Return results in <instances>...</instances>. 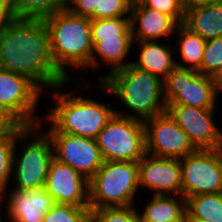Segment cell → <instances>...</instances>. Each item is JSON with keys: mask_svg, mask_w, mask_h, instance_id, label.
Listing matches in <instances>:
<instances>
[{"mask_svg": "<svg viewBox=\"0 0 222 222\" xmlns=\"http://www.w3.org/2000/svg\"><path fill=\"white\" fill-rule=\"evenodd\" d=\"M0 68L30 78L42 90L69 81L56 67L44 20L15 18L0 34Z\"/></svg>", "mask_w": 222, "mask_h": 222, "instance_id": "1", "label": "cell"}, {"mask_svg": "<svg viewBox=\"0 0 222 222\" xmlns=\"http://www.w3.org/2000/svg\"><path fill=\"white\" fill-rule=\"evenodd\" d=\"M98 88L115 95L128 108V112L115 110L119 116L145 121L165 112L167 108L163 80L132 63L108 75L98 84Z\"/></svg>", "mask_w": 222, "mask_h": 222, "instance_id": "2", "label": "cell"}, {"mask_svg": "<svg viewBox=\"0 0 222 222\" xmlns=\"http://www.w3.org/2000/svg\"><path fill=\"white\" fill-rule=\"evenodd\" d=\"M71 82L73 80L51 89L56 103L38 125L42 127L43 123L48 122L51 127L47 132H62L96 140L100 131L115 114V109L93 98L75 96L76 90L64 92L63 85Z\"/></svg>", "mask_w": 222, "mask_h": 222, "instance_id": "3", "label": "cell"}, {"mask_svg": "<svg viewBox=\"0 0 222 222\" xmlns=\"http://www.w3.org/2000/svg\"><path fill=\"white\" fill-rule=\"evenodd\" d=\"M49 31L50 49L57 69L69 80L67 69L89 68L93 43L91 19L72 13L69 9L59 11L44 19Z\"/></svg>", "mask_w": 222, "mask_h": 222, "instance_id": "4", "label": "cell"}, {"mask_svg": "<svg viewBox=\"0 0 222 222\" xmlns=\"http://www.w3.org/2000/svg\"><path fill=\"white\" fill-rule=\"evenodd\" d=\"M40 129L39 125L26 126L17 135L12 162V180L15 181L16 187L12 190L45 187L49 166L54 158V152L50 137L47 133L45 134V131L41 132ZM29 136L34 137V139L29 140L31 142L28 141L27 137ZM18 141L26 145L20 147L21 151L20 149L18 150Z\"/></svg>", "mask_w": 222, "mask_h": 222, "instance_id": "5", "label": "cell"}, {"mask_svg": "<svg viewBox=\"0 0 222 222\" xmlns=\"http://www.w3.org/2000/svg\"><path fill=\"white\" fill-rule=\"evenodd\" d=\"M138 188V163L104 161L89 180L90 209L135 205Z\"/></svg>", "mask_w": 222, "mask_h": 222, "instance_id": "6", "label": "cell"}, {"mask_svg": "<svg viewBox=\"0 0 222 222\" xmlns=\"http://www.w3.org/2000/svg\"><path fill=\"white\" fill-rule=\"evenodd\" d=\"M96 141L104 161L138 163L146 154L144 123L138 119L114 114Z\"/></svg>", "mask_w": 222, "mask_h": 222, "instance_id": "7", "label": "cell"}, {"mask_svg": "<svg viewBox=\"0 0 222 222\" xmlns=\"http://www.w3.org/2000/svg\"><path fill=\"white\" fill-rule=\"evenodd\" d=\"M182 196L222 193V148L197 149L180 159Z\"/></svg>", "mask_w": 222, "mask_h": 222, "instance_id": "8", "label": "cell"}, {"mask_svg": "<svg viewBox=\"0 0 222 222\" xmlns=\"http://www.w3.org/2000/svg\"><path fill=\"white\" fill-rule=\"evenodd\" d=\"M166 104L216 108L217 94L213 77L192 68L176 66L163 80Z\"/></svg>", "mask_w": 222, "mask_h": 222, "instance_id": "9", "label": "cell"}, {"mask_svg": "<svg viewBox=\"0 0 222 222\" xmlns=\"http://www.w3.org/2000/svg\"><path fill=\"white\" fill-rule=\"evenodd\" d=\"M42 91L30 78L0 68V107L19 124L36 126L43 119L35 115Z\"/></svg>", "mask_w": 222, "mask_h": 222, "instance_id": "10", "label": "cell"}, {"mask_svg": "<svg viewBox=\"0 0 222 222\" xmlns=\"http://www.w3.org/2000/svg\"><path fill=\"white\" fill-rule=\"evenodd\" d=\"M146 153L181 159L197 149L167 111L143 121Z\"/></svg>", "mask_w": 222, "mask_h": 222, "instance_id": "11", "label": "cell"}, {"mask_svg": "<svg viewBox=\"0 0 222 222\" xmlns=\"http://www.w3.org/2000/svg\"><path fill=\"white\" fill-rule=\"evenodd\" d=\"M51 139L54 158L69 165L88 181L96 174L104 160L95 139L62 132H45Z\"/></svg>", "mask_w": 222, "mask_h": 222, "instance_id": "12", "label": "cell"}, {"mask_svg": "<svg viewBox=\"0 0 222 222\" xmlns=\"http://www.w3.org/2000/svg\"><path fill=\"white\" fill-rule=\"evenodd\" d=\"M215 109L167 104L166 111L187 134L196 149H220L222 130L213 122Z\"/></svg>", "mask_w": 222, "mask_h": 222, "instance_id": "13", "label": "cell"}, {"mask_svg": "<svg viewBox=\"0 0 222 222\" xmlns=\"http://www.w3.org/2000/svg\"><path fill=\"white\" fill-rule=\"evenodd\" d=\"M45 188L55 204L90 207L89 181L55 158L50 163Z\"/></svg>", "mask_w": 222, "mask_h": 222, "instance_id": "14", "label": "cell"}, {"mask_svg": "<svg viewBox=\"0 0 222 222\" xmlns=\"http://www.w3.org/2000/svg\"><path fill=\"white\" fill-rule=\"evenodd\" d=\"M139 189L155 195H182L180 159L145 154L138 162Z\"/></svg>", "mask_w": 222, "mask_h": 222, "instance_id": "15", "label": "cell"}, {"mask_svg": "<svg viewBox=\"0 0 222 222\" xmlns=\"http://www.w3.org/2000/svg\"><path fill=\"white\" fill-rule=\"evenodd\" d=\"M10 192L8 196L5 193L0 196V203L6 201L5 211L10 222H43L49 209L55 205L45 187Z\"/></svg>", "mask_w": 222, "mask_h": 222, "instance_id": "16", "label": "cell"}, {"mask_svg": "<svg viewBox=\"0 0 222 222\" xmlns=\"http://www.w3.org/2000/svg\"><path fill=\"white\" fill-rule=\"evenodd\" d=\"M178 24L168 15L145 7L132 5L130 27L134 41H159L175 34Z\"/></svg>", "mask_w": 222, "mask_h": 222, "instance_id": "17", "label": "cell"}, {"mask_svg": "<svg viewBox=\"0 0 222 222\" xmlns=\"http://www.w3.org/2000/svg\"><path fill=\"white\" fill-rule=\"evenodd\" d=\"M133 44V35H117L116 37L101 38V41L93 46L90 66L87 69H98L100 62L96 58L100 57L103 63L108 65L109 69L107 75L99 77V82L101 83L111 73L125 68L132 63L129 61L126 62L125 58H128L127 55L133 48Z\"/></svg>", "mask_w": 222, "mask_h": 222, "instance_id": "18", "label": "cell"}, {"mask_svg": "<svg viewBox=\"0 0 222 222\" xmlns=\"http://www.w3.org/2000/svg\"><path fill=\"white\" fill-rule=\"evenodd\" d=\"M136 44L141 48L140 54L135 61L131 62L138 69L148 71L164 80L176 67L175 57H172L176 47L172 48L171 45L161 44L158 41H134L133 45L136 46Z\"/></svg>", "mask_w": 222, "mask_h": 222, "instance_id": "19", "label": "cell"}, {"mask_svg": "<svg viewBox=\"0 0 222 222\" xmlns=\"http://www.w3.org/2000/svg\"><path fill=\"white\" fill-rule=\"evenodd\" d=\"M183 25L205 41L222 37V0L186 11Z\"/></svg>", "mask_w": 222, "mask_h": 222, "instance_id": "20", "label": "cell"}, {"mask_svg": "<svg viewBox=\"0 0 222 222\" xmlns=\"http://www.w3.org/2000/svg\"><path fill=\"white\" fill-rule=\"evenodd\" d=\"M185 213L186 199L182 195L153 194L138 215L139 222H182Z\"/></svg>", "mask_w": 222, "mask_h": 222, "instance_id": "21", "label": "cell"}, {"mask_svg": "<svg viewBox=\"0 0 222 222\" xmlns=\"http://www.w3.org/2000/svg\"><path fill=\"white\" fill-rule=\"evenodd\" d=\"M175 34H178L179 37L176 40L180 50L179 58L181 57V62L185 64L176 61V66L198 70L201 67L206 41L198 34L191 32L183 24L177 26Z\"/></svg>", "mask_w": 222, "mask_h": 222, "instance_id": "22", "label": "cell"}, {"mask_svg": "<svg viewBox=\"0 0 222 222\" xmlns=\"http://www.w3.org/2000/svg\"><path fill=\"white\" fill-rule=\"evenodd\" d=\"M186 213L196 220L222 222V193H206L188 197Z\"/></svg>", "mask_w": 222, "mask_h": 222, "instance_id": "23", "label": "cell"}, {"mask_svg": "<svg viewBox=\"0 0 222 222\" xmlns=\"http://www.w3.org/2000/svg\"><path fill=\"white\" fill-rule=\"evenodd\" d=\"M70 0H14V15L18 19L44 20L68 9Z\"/></svg>", "mask_w": 222, "mask_h": 222, "instance_id": "24", "label": "cell"}, {"mask_svg": "<svg viewBox=\"0 0 222 222\" xmlns=\"http://www.w3.org/2000/svg\"><path fill=\"white\" fill-rule=\"evenodd\" d=\"M117 35H132L130 17L91 20L93 46L101 41V38L116 37Z\"/></svg>", "mask_w": 222, "mask_h": 222, "instance_id": "25", "label": "cell"}, {"mask_svg": "<svg viewBox=\"0 0 222 222\" xmlns=\"http://www.w3.org/2000/svg\"><path fill=\"white\" fill-rule=\"evenodd\" d=\"M20 132L9 131L0 134V196L6 193L12 179L13 150Z\"/></svg>", "mask_w": 222, "mask_h": 222, "instance_id": "26", "label": "cell"}, {"mask_svg": "<svg viewBox=\"0 0 222 222\" xmlns=\"http://www.w3.org/2000/svg\"><path fill=\"white\" fill-rule=\"evenodd\" d=\"M139 212L134 205L90 209L88 222H139Z\"/></svg>", "mask_w": 222, "mask_h": 222, "instance_id": "27", "label": "cell"}, {"mask_svg": "<svg viewBox=\"0 0 222 222\" xmlns=\"http://www.w3.org/2000/svg\"><path fill=\"white\" fill-rule=\"evenodd\" d=\"M222 68V37L207 40L202 56L200 74L214 77Z\"/></svg>", "mask_w": 222, "mask_h": 222, "instance_id": "28", "label": "cell"}, {"mask_svg": "<svg viewBox=\"0 0 222 222\" xmlns=\"http://www.w3.org/2000/svg\"><path fill=\"white\" fill-rule=\"evenodd\" d=\"M90 207L55 204L49 209L43 222H88Z\"/></svg>", "mask_w": 222, "mask_h": 222, "instance_id": "29", "label": "cell"}, {"mask_svg": "<svg viewBox=\"0 0 222 222\" xmlns=\"http://www.w3.org/2000/svg\"><path fill=\"white\" fill-rule=\"evenodd\" d=\"M131 8L132 4L130 0H100L99 10H95L89 18L91 20H96L130 17Z\"/></svg>", "mask_w": 222, "mask_h": 222, "instance_id": "30", "label": "cell"}, {"mask_svg": "<svg viewBox=\"0 0 222 222\" xmlns=\"http://www.w3.org/2000/svg\"><path fill=\"white\" fill-rule=\"evenodd\" d=\"M142 4L170 16L178 25L183 24L184 11L180 0H144Z\"/></svg>", "mask_w": 222, "mask_h": 222, "instance_id": "31", "label": "cell"}, {"mask_svg": "<svg viewBox=\"0 0 222 222\" xmlns=\"http://www.w3.org/2000/svg\"><path fill=\"white\" fill-rule=\"evenodd\" d=\"M100 0H70L68 9L83 17H90L95 10H99Z\"/></svg>", "mask_w": 222, "mask_h": 222, "instance_id": "32", "label": "cell"}, {"mask_svg": "<svg viewBox=\"0 0 222 222\" xmlns=\"http://www.w3.org/2000/svg\"><path fill=\"white\" fill-rule=\"evenodd\" d=\"M15 19L12 0H0V34Z\"/></svg>", "mask_w": 222, "mask_h": 222, "instance_id": "33", "label": "cell"}, {"mask_svg": "<svg viewBox=\"0 0 222 222\" xmlns=\"http://www.w3.org/2000/svg\"><path fill=\"white\" fill-rule=\"evenodd\" d=\"M26 126L19 124L8 112L0 107V134L9 131H22Z\"/></svg>", "mask_w": 222, "mask_h": 222, "instance_id": "34", "label": "cell"}, {"mask_svg": "<svg viewBox=\"0 0 222 222\" xmlns=\"http://www.w3.org/2000/svg\"><path fill=\"white\" fill-rule=\"evenodd\" d=\"M220 0H180L184 13L188 10L204 7Z\"/></svg>", "mask_w": 222, "mask_h": 222, "instance_id": "35", "label": "cell"}, {"mask_svg": "<svg viewBox=\"0 0 222 222\" xmlns=\"http://www.w3.org/2000/svg\"><path fill=\"white\" fill-rule=\"evenodd\" d=\"M216 94L218 96L219 92H222V68L213 77Z\"/></svg>", "mask_w": 222, "mask_h": 222, "instance_id": "36", "label": "cell"}, {"mask_svg": "<svg viewBox=\"0 0 222 222\" xmlns=\"http://www.w3.org/2000/svg\"><path fill=\"white\" fill-rule=\"evenodd\" d=\"M182 222H204V221L196 220V219L190 217L187 213H185Z\"/></svg>", "mask_w": 222, "mask_h": 222, "instance_id": "37", "label": "cell"}, {"mask_svg": "<svg viewBox=\"0 0 222 222\" xmlns=\"http://www.w3.org/2000/svg\"><path fill=\"white\" fill-rule=\"evenodd\" d=\"M132 5L141 4L144 0H130Z\"/></svg>", "mask_w": 222, "mask_h": 222, "instance_id": "38", "label": "cell"}, {"mask_svg": "<svg viewBox=\"0 0 222 222\" xmlns=\"http://www.w3.org/2000/svg\"><path fill=\"white\" fill-rule=\"evenodd\" d=\"M1 210H4V209H3L2 204L0 203V222H3L4 219L2 218V215H1V214H2L1 212H2V211H1Z\"/></svg>", "mask_w": 222, "mask_h": 222, "instance_id": "39", "label": "cell"}]
</instances>
